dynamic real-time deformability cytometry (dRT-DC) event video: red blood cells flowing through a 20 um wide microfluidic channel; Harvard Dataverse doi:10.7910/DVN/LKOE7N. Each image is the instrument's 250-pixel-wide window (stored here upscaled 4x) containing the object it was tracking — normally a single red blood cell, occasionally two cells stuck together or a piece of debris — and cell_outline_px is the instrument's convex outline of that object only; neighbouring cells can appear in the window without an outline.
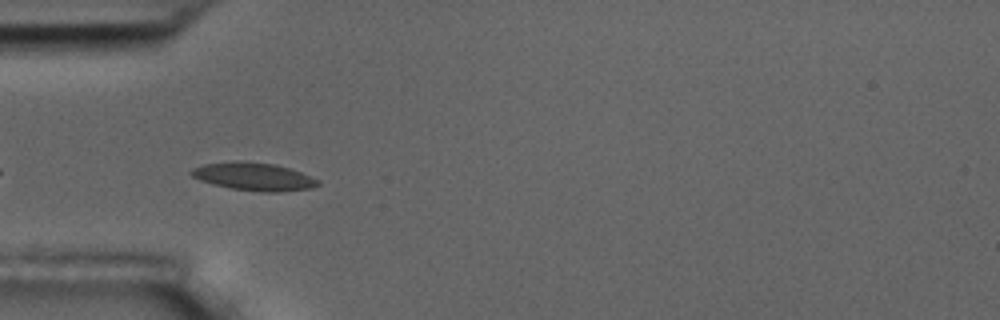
{"species": "common noctule bat (a hibernating species)", "species_latin": "Nyctalus noctula", "temperature_condition": "room temperature", "stored_images_in_passage": 15, "camera_frame_rate_fps": 3000, "um_per_image_px": 0.085, "animal": {"sex": "male", "body_mass_g": 17.5, "forearm_length_mm": 52.3}, "frame": {"image": 1, "passage_image": 5, "time_ms": 5.333, "image_size_px": [1000, 320], "cell_outline_px": [[320, 184], [312, 188], [276, 192], [264, 192], [232, 188], [212, 184], [200, 180], [192, 176], [188, 172], [192, 168], [204, 164], [232, 160], [240, 160], [276, 164], [300, 172], [320, 180]], "centroid_in_image_um": [21.54, 14.99], "position_along_channel_um": 63.5, "area_um2": 20.69}}
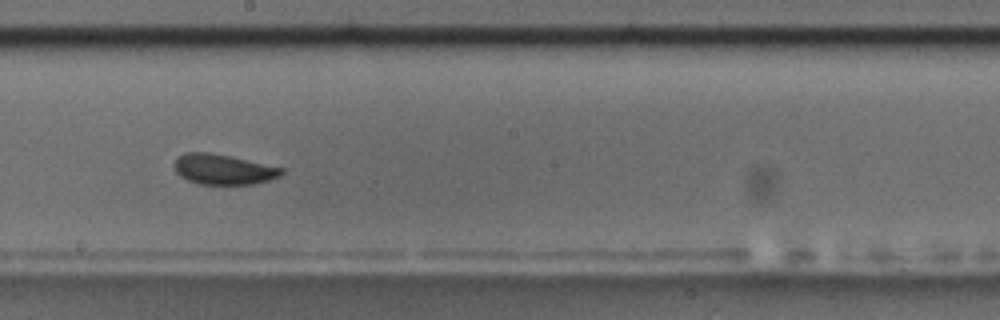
{"frame": {"image": 2, "passage_image": 9, "time_ms": 10.0, "image_size_px": [1000, 320], "cell_outline_px": [[284, 172], [280, 176], [268, 180], [252, 184], [200, 184], [188, 180], [180, 176], [176, 172], [176, 156], [184, 152], [208, 152], [228, 156], [284, 168]], "centroid_in_image_um": [18.97, 14.39], "position_along_channel_um": 229.2, "area_um2": 18.67}, "authors_computed_cell_mechanics": {"area_um2": 19.5364, "velocity_mm_per_s": 3.5955, "shape_relaxation_time_tau1_ms": 2.503, "shape_relaxation_time_tau2_ms": 4.9346, "deformation_change_tau1": 0.0716, "deformation_change_tau2": 0.0698}}